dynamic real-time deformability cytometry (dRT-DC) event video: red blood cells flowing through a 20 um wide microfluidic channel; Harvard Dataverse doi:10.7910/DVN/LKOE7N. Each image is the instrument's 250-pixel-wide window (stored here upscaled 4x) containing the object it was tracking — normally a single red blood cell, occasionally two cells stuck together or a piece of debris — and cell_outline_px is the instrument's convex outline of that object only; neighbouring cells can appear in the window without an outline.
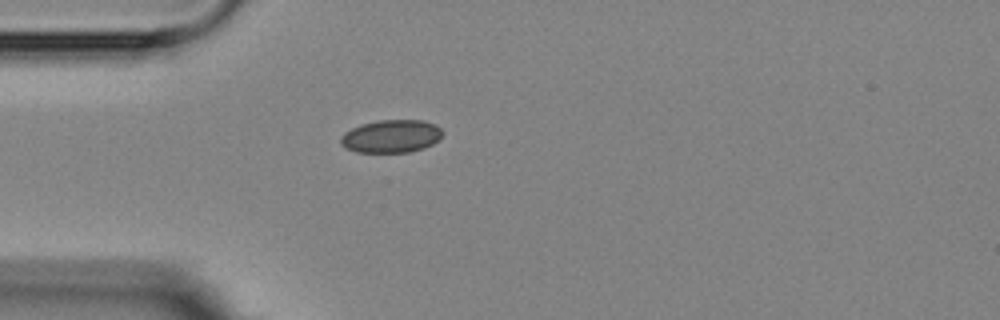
{"species": "Egyptian fruit bat (a non-hibernating species)", "species_latin": "Rousettus aegyptiacus", "temperature_condition": "room temperature", "stored_images_in_passage": 2, "camera_frame_rate_fps": 3000, "um_per_image_px": 0.085, "animal": {"sex": "female"}, "frame": {"image": 1, "passage_image": 1, "time_ms": 0.0, "image_size_px": [1000, 320], "cell_outline_px": [[444, 132], [432, 144], [424, 148], [408, 152], [356, 152], [340, 144], [340, 136], [344, 132], [360, 124], [376, 120], [424, 120], [436, 124]], "centroid_in_image_um": [33.24, 11.57], "position_along_channel_um": 51.8, "area_um2": 19.59}}